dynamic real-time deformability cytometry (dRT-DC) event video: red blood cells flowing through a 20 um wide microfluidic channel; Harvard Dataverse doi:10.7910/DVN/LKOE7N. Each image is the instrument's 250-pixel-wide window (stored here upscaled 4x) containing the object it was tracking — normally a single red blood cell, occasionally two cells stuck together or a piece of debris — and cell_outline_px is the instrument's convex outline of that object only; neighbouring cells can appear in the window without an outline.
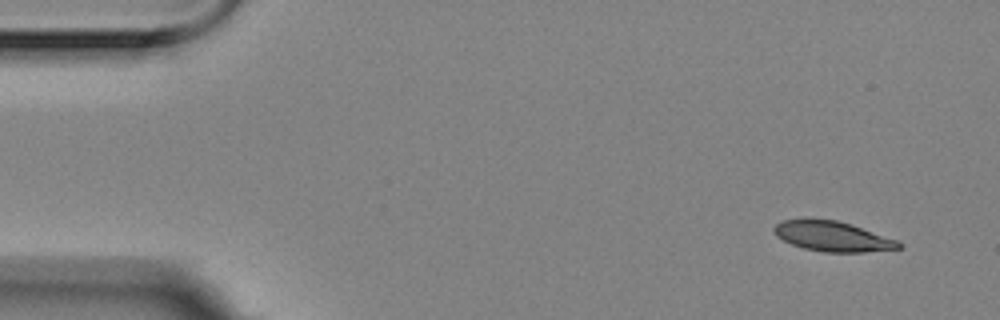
{"species": "Egyptian fruit bat (a non-hibernating species)", "species_latin": "Rousettus aegyptiacus", "temperature_condition": "room temperature", "stored_images_in_passage": 7, "camera_frame_rate_fps": 3000, "um_per_image_px": 0.085, "animal": {"sex": "female"}, "frame": {"image": 1, "passage_image": 1, "time_ms": 0.0, "image_size_px": [1000, 320], "cell_outline_px": [[904, 244], [900, 248], [864, 252], [824, 252], [804, 248], [792, 244], [776, 236], [772, 228], [776, 224], [784, 220], [804, 216], [836, 220], [852, 224], [900, 240]], "centroid_in_image_um": [70.77, 20.05], "position_along_channel_um": 14.2, "area_um2": 22.48}}
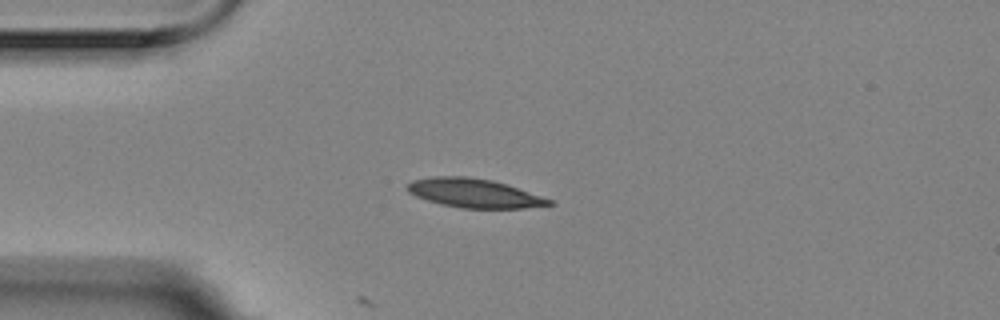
{"frame": {"image": 2, "passage_image": 4, "time_ms": 1.0, "image_size_px": [1000, 320], "cell_outline_px": [[556, 204], [524, 208], [460, 208], [440, 204], [416, 196], [408, 192], [408, 184], [412, 180], [436, 176], [468, 176], [492, 180], [508, 184], [552, 200]], "centroid_in_image_um": [40.32, 16.41], "position_along_channel_um": 44.7, "area_um2": 23.87}}
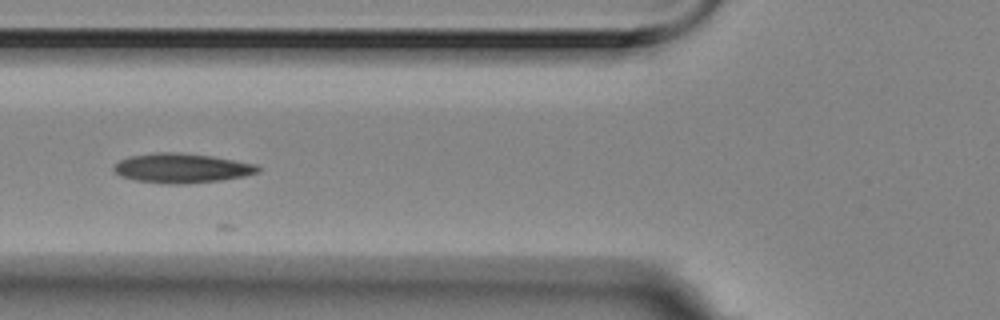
{"frame": {"image": 3, "passage_image": 6, "time_ms": 1.667, "image_size_px": [1000, 320], "cell_outline_px": [[260, 172], [244, 176], [220, 180], [180, 184], [172, 184], [136, 180], [124, 176], [116, 172], [112, 168], [120, 160], [128, 156], [152, 152], [180, 152], [212, 156], [256, 164], [260, 168]], "centroid_in_image_um": [15.46, 14.27], "position_along_channel_um": 110.3, "area_um2": 24.62}}